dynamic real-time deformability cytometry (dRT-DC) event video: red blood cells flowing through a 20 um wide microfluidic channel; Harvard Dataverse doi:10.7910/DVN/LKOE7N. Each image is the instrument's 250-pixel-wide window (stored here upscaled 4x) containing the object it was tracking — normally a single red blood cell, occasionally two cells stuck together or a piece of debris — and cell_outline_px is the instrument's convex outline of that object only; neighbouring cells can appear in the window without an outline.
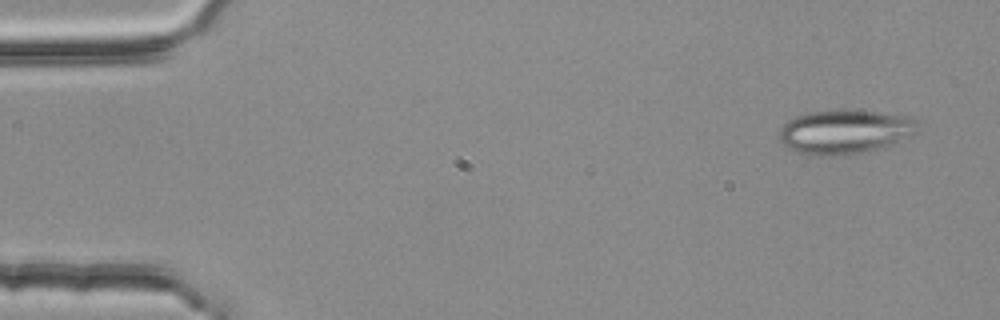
{"species": "common noctule bat (a hibernating species)", "species_latin": "Nyctalus noctula", "temperature_condition": "room temperature", "stored_images_in_passage": 4, "camera_frame_rate_fps": 3000, "um_per_image_px": 0.085, "animal": {"sex": "female", "body_mass_g": 25.1}, "frame": {"image": 1, "passage_image": 1, "time_ms": 0.0, "image_size_px": [1000, 320], "cell_outline_px": [[916, 120], [912, 132], [892, 144], [884, 148], [860, 152], [828, 156], [824, 156], [796, 152], [788, 148], [780, 140], [780, 128], [788, 120], [796, 116], [808, 112], [876, 112], [908, 116]], "centroid_in_image_um": [71.73, 11.22], "position_along_channel_um": 13.3, "area_um2": 34.22}}